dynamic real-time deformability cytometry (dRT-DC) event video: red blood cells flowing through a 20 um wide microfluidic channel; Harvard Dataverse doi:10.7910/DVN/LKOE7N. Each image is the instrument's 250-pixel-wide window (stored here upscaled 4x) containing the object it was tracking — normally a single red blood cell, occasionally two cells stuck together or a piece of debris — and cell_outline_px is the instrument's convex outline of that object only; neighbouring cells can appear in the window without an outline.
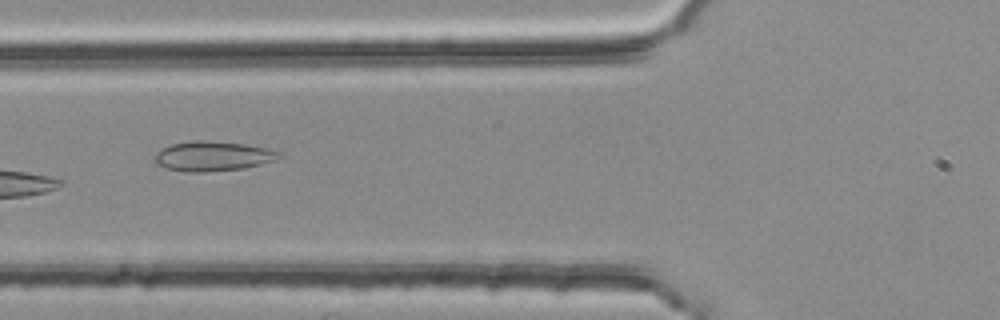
{"species": "common noctule bat (a hibernating species)", "species_latin": "Nyctalus noctula", "temperature_condition": "room temperature", "stored_images_in_passage": 4, "camera_frame_rate_fps": 3000, "um_per_image_px": 0.085, "animal": {"sex": "female", "body_mass_g": 25.1}, "frame": {"image": 1, "passage_image": 4, "time_ms": 1.0, "image_size_px": [1000, 320], "cell_outline_px": [[280, 156], [272, 160], [260, 164], [244, 168], [204, 172], [184, 172], [164, 168], [156, 164], [152, 160], [156, 152], [172, 144], [196, 140], [204, 140], [244, 144], [268, 148], [280, 152]], "centroid_in_image_um": [18.01, 13.28], "position_along_channel_um": 107.8, "area_um2": 21.5}}